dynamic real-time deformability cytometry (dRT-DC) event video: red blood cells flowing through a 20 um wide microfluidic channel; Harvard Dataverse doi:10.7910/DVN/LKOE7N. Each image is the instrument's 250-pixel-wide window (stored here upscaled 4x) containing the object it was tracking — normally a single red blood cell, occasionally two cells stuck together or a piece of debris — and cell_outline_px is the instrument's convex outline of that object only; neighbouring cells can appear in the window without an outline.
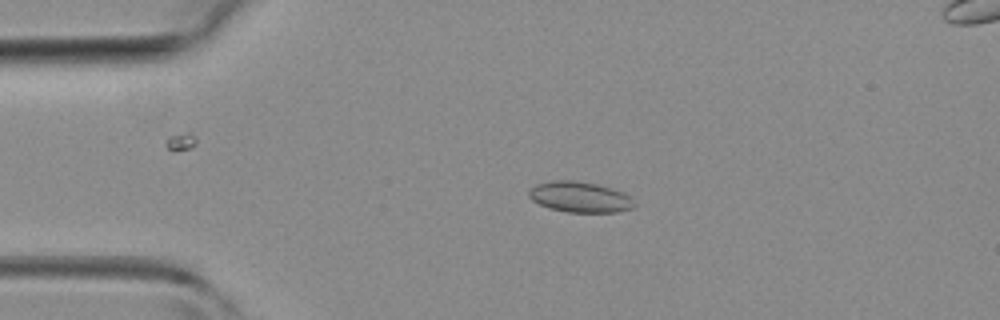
{"species": "common noctule bat (a hibernating species)", "species_latin": "Nyctalus noctula", "temperature_condition": "room temperature", "stored_images_in_passage": 45, "segment_of_instrument_passage": [1, 2], "camera_frame_rate_fps": 3000, "um_per_image_px": 0.085, "animal": {"sex": "female", "body_mass_g": 19.3, "forearm_length_mm": 54.1}, "frame": {"image": 1, "passage_image": 9, "time_ms": 2.667, "image_size_px": [1000, 320], "cell_outline_px": [[636, 208], [616, 212], [568, 212], [548, 208], [532, 200], [528, 196], [528, 192], [536, 184], [552, 180], [576, 180], [596, 184], [612, 188], [624, 192], [632, 196], [636, 204]], "centroid_in_image_um": [49.34, 16.75], "position_along_channel_um": 35.7, "area_um2": 19.13}}
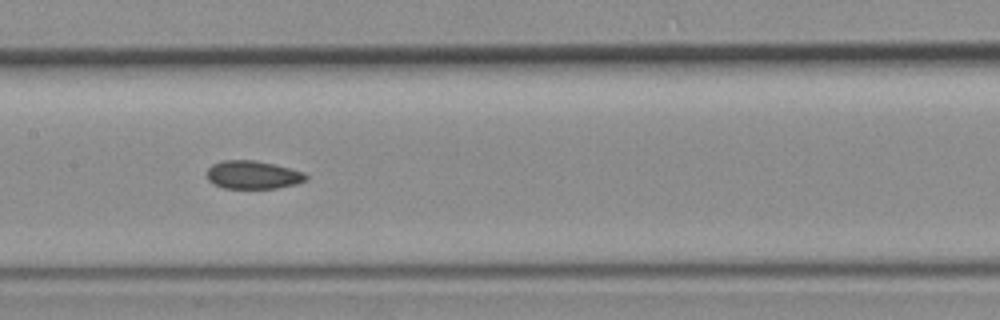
{"frame": {"image": 2, "passage_image": 21, "time_ms": 6.667, "image_size_px": [1000, 320], "cell_outline_px": [[308, 180], [296, 184], [276, 188], [224, 188], [212, 184], [208, 180], [208, 168], [212, 164], [224, 160], [256, 160], [304, 172], [308, 176]], "centroid_in_image_um": [21.5, 14.86], "position_along_channel_um": 185.9, "area_um2": 16.24}}
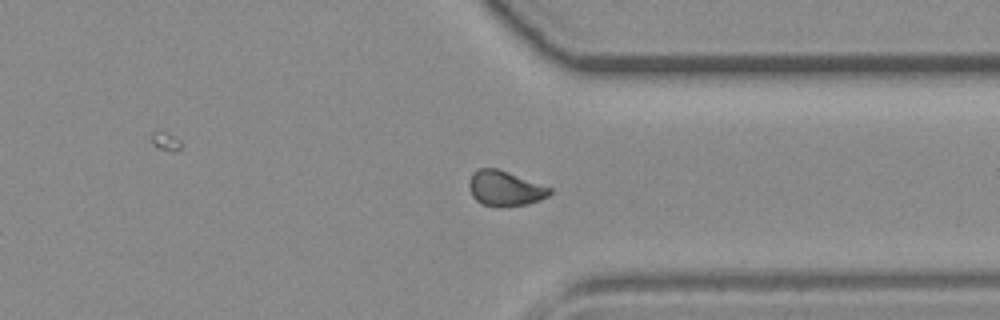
{"frame": {"image": 3, "passage_image": 33, "time_ms": 10.667, "image_size_px": [1000, 320], "cell_outline_px": [[552, 192], [548, 196], [540, 200], [528, 204], [496, 208], [484, 204], [476, 200], [472, 196], [468, 184], [472, 172], [480, 168], [496, 168], [508, 172], [552, 188]], "centroid_in_image_um": [42.92, 16.03], "position_along_channel_um": 368.5, "area_um2": 16.59}}